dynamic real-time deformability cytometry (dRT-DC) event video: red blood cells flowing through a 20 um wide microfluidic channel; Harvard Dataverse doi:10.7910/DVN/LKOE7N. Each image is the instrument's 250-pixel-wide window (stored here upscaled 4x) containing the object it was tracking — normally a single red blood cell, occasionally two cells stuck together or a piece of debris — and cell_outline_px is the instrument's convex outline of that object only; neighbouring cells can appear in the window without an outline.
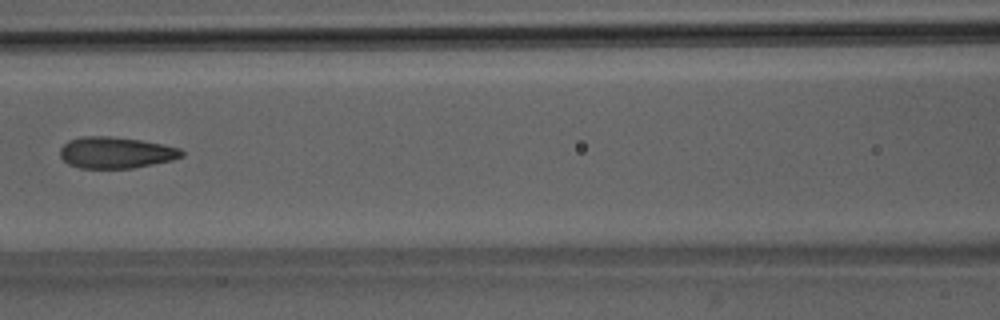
{"species": "Egyptian fruit bat (a non-hibernating species)", "species_latin": "Rousettus aegyptiacus", "temperature_condition": "room temperature", "stored_images_in_passage": 6, "camera_frame_rate_fps": 3000, "um_per_image_px": 0.085, "animal": {"sex": "male"}, "frame": {"image": 1, "passage_image": 5, "time_ms": 4.667, "image_size_px": [1000, 320], "cell_outline_px": [[184, 156], [172, 160], [132, 168], [80, 168], [68, 164], [60, 156], [60, 148], [68, 140], [84, 136], [108, 136], [140, 140], [180, 148], [184, 152]], "centroid_in_image_um": [9.83, 12.97], "position_along_channel_um": 156.8, "area_um2": 22.14}}